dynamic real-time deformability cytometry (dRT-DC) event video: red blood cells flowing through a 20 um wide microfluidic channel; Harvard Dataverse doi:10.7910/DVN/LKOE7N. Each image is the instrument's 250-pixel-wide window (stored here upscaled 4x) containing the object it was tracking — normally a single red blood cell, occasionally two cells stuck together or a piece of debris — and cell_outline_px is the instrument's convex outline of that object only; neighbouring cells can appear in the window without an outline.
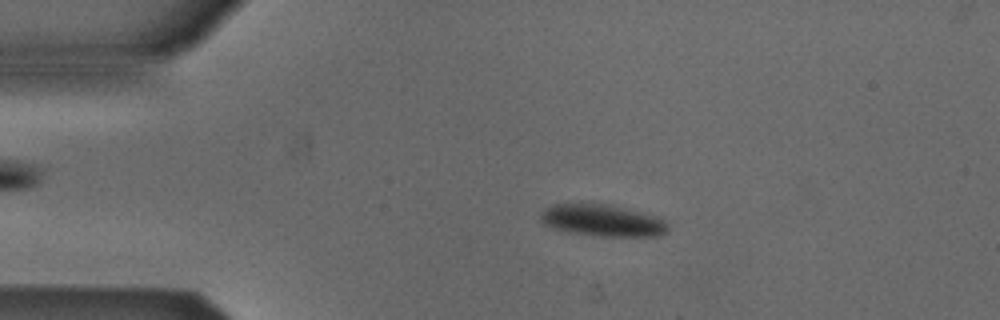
{"species": "Egyptian fruit bat (a non-hibernating species)", "species_latin": "Rousettus aegyptiacus", "temperature_condition": "cold", "stored_images_in_passage": 52, "camera_frame_rate_fps": 3000, "um_per_image_px": 0.085, "animal": {"sex": "male"}, "frame": {"image": 1, "passage_image": 10, "time_ms": 3.0, "image_size_px": [1000, 320], "cell_outline_px": [[668, 232], [660, 236], [600, 236], [568, 232], [552, 228], [544, 224], [540, 220], [540, 216], [544, 208], [552, 204], [608, 204], [660, 216], [668, 224]], "centroid_in_image_um": [51.24, 18.74], "position_along_channel_um": 33.8, "area_um2": 23.81}}
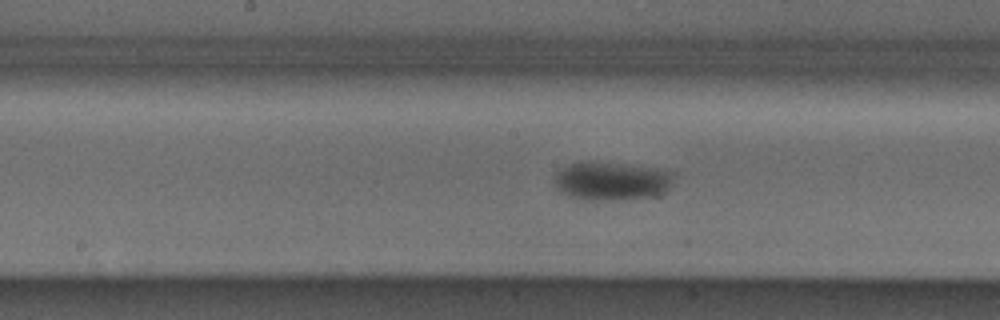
{"frame": {"image": 2, "passage_image": 26, "time_ms": 8.333, "image_size_px": [1000, 320], "cell_outline_px": [[676, 172], [668, 188], [664, 192], [652, 196], [600, 200], [580, 200], [568, 196], [560, 192], [556, 188], [556, 172], [568, 164], [612, 164], [652, 168]], "centroid_in_image_um": [51.97, 15.42], "position_along_channel_um": 196.2, "area_um2": 25.72}}
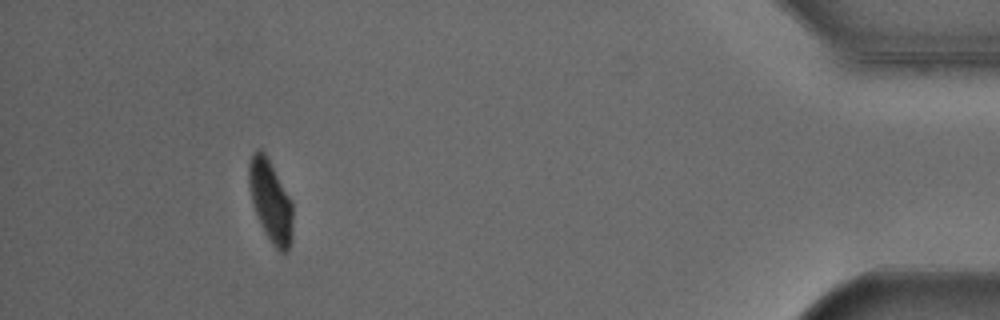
{"frame": {"image": 3, "passage_image": 48, "time_ms": 15.667, "image_size_px": [1000, 320], "cell_outline_px": [[292, 240], [288, 248], [284, 252], [280, 252], [272, 244], [264, 232], [260, 224], [252, 200], [248, 184], [248, 164], [252, 152], [256, 148], [260, 148], [264, 152], [292, 200]], "centroid_in_image_um": [22.98, 17.06], "position_along_channel_um": 412.2, "area_um2": 20.92}, "authors_computed_cell_mechanics": {"area_um2": 24.1315, "velocity_mm_per_s": 3.8315, "shape_relaxation_time_tau1_ms": 3.6243, "shape_relaxation_time_tau2_ms": null, "deformation_change_tau1": 0.0944, "deformation_change_tau2": null}}